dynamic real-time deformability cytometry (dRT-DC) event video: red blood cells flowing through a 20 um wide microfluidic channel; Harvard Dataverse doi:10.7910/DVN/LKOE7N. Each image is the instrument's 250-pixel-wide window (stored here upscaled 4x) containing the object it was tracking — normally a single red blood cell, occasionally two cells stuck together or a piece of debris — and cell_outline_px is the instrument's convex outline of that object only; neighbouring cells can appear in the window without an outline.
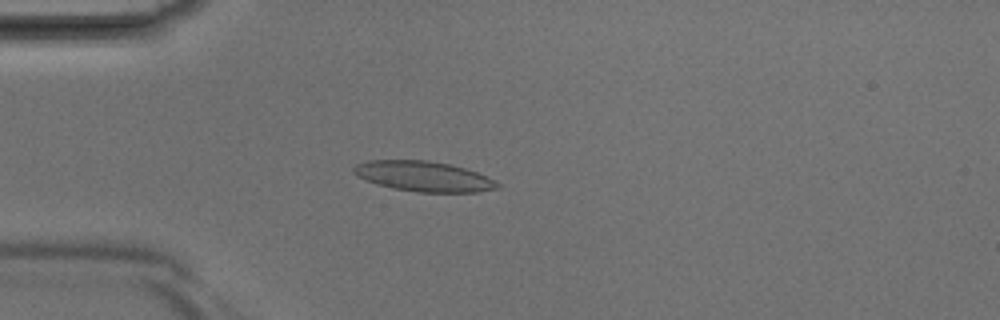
{"species": "Egyptian fruit bat (a non-hibernating species)", "species_latin": "Rousettus aegyptiacus", "temperature_condition": "room temperature", "stored_images_in_passage": 41, "camera_frame_rate_fps": 3000, "um_per_image_px": 0.085, "animal": {"sex": "male"}, "frame": {"image": 1, "passage_image": 11, "time_ms": 3.333, "image_size_px": [1000, 320], "cell_outline_px": [[500, 188], [476, 192], [416, 192], [392, 188], [376, 184], [356, 176], [352, 172], [352, 168], [356, 164], [368, 160], [428, 160], [448, 164], [464, 168], [476, 172], [500, 184]], "centroid_in_image_um": [35.95, 14.99], "position_along_channel_um": 49.1, "area_um2": 25.26}}
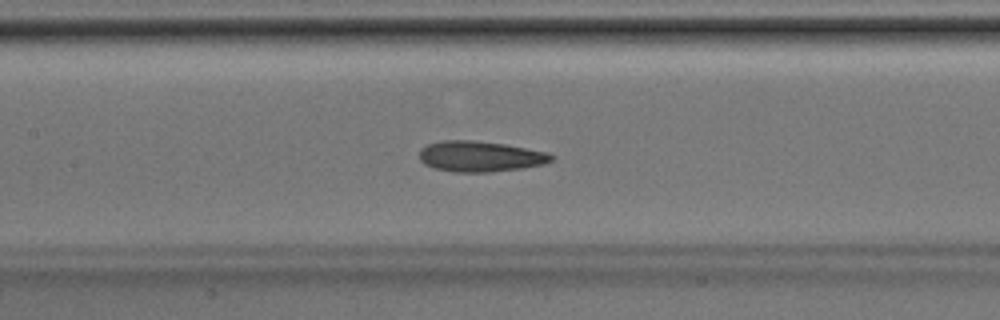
{"frame": {"image": 2, "passage_image": 19, "time_ms": 6.0, "image_size_px": [1000, 320], "cell_outline_px": [[556, 156], [552, 160], [544, 164], [520, 168], [488, 172], [452, 172], [432, 168], [424, 164], [420, 160], [420, 148], [428, 144], [444, 140], [472, 140], [504, 144], [548, 152]], "centroid_in_image_um": [40.8, 13.29], "position_along_channel_um": 166.6, "area_um2": 23.64}}
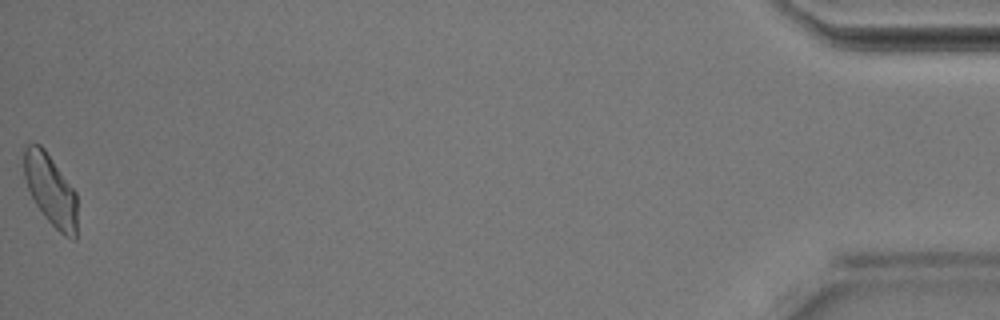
{"frame": {"image": 3, "passage_image": 41, "time_ms": 13.333, "image_size_px": [1000, 320], "cell_outline_px": [[76, 240], [72, 240], [64, 236], [44, 216], [36, 204], [28, 188], [24, 176], [24, 148], [28, 144], [40, 144], [44, 148], [76, 192]], "centroid_in_image_um": [4.3, 16.15], "position_along_channel_um": 430.9, "area_um2": 21.85}}